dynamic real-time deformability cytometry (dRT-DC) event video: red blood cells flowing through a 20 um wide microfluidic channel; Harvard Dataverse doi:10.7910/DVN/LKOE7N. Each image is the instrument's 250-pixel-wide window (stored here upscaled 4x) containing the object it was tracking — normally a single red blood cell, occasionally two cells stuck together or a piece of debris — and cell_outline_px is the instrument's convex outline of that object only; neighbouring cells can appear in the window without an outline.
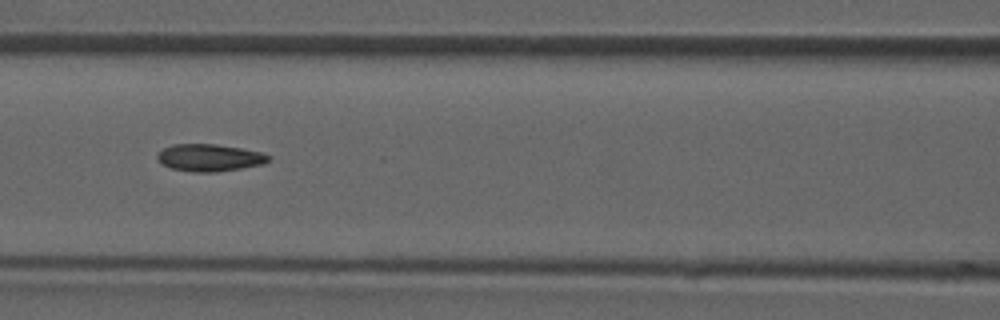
{"species": "common noctule bat (a hibernating species)", "species_latin": "Nyctalus noctula", "temperature_condition": "room temperature", "stored_images_in_passage": 48, "camera_frame_rate_fps": 3000, "um_per_image_px": 0.085, "animal": {"sex": "male", "forearm_length_mm": 52.5}, "frame": {"image": 1, "passage_image": 21, "time_ms": 6.667, "image_size_px": [1000, 320], "cell_outline_px": [[272, 156], [268, 160], [260, 164], [240, 168], [216, 172], [196, 172], [172, 168], [164, 164], [156, 156], [164, 148], [172, 144], [216, 144], [240, 148], [260, 152]], "centroid_in_image_um": [17.81, 13.39], "position_along_channel_um": 148.8, "area_um2": 17.22}}